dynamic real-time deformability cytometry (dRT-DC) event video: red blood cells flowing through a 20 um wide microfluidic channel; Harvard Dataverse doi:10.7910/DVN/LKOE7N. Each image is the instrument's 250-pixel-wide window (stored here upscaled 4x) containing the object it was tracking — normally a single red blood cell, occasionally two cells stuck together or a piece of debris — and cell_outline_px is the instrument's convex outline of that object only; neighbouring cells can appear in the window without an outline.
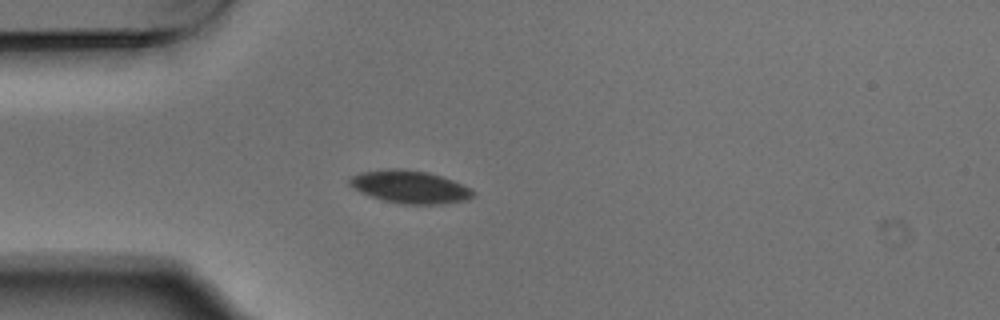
{"species": "Egyptian fruit bat (a non-hibernating species)", "species_latin": "Rousettus aegyptiacus", "temperature_condition": "warm", "stored_images_in_passage": 2, "camera_frame_rate_fps": 3000, "um_per_image_px": 0.085, "animal": {"sex": "male"}, "frame": {"image": 1, "passage_image": 2, "time_ms": 0.333, "image_size_px": [1000, 320], "cell_outline_px": [[476, 196], [468, 200], [444, 204], [400, 204], [384, 200], [360, 192], [348, 184], [348, 180], [352, 176], [360, 172], [388, 168], [400, 168], [428, 172], [452, 180], [472, 188], [476, 192]], "centroid_in_image_um": [34.88, 15.89], "position_along_channel_um": 50.1, "area_um2": 23.81}}